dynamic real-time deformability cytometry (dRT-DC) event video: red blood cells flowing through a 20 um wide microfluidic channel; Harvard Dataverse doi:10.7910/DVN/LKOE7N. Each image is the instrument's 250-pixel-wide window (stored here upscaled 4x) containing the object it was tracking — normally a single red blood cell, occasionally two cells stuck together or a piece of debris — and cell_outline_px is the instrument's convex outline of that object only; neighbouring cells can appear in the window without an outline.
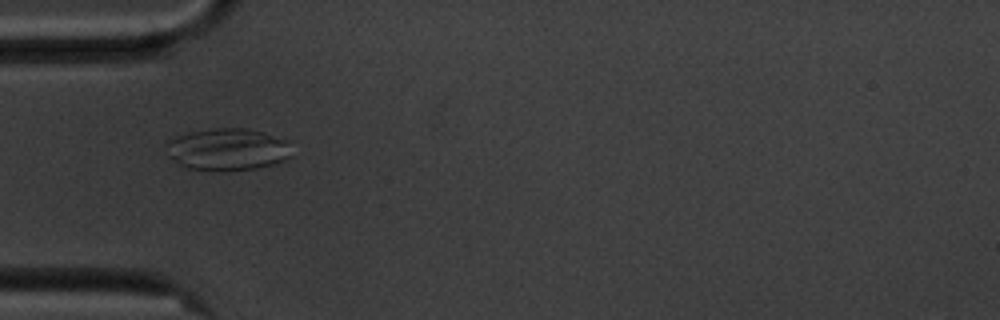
{"species": "common noctule bat (a hibernating species)", "species_latin": "Nyctalus noctula", "temperature_condition": "cold", "stored_images_in_passage": 40, "camera_frame_rate_fps": 3000, "um_per_image_px": 0.085, "animal": {"sex": "male", "body_mass_g": 20.1, "forearm_length_mm": 53.5}, "frame": {"image": 1, "passage_image": 1, "time_ms": 0.0, "image_size_px": [1000, 320], "cell_outline_px": [[292, 156], [284, 160], [272, 164], [256, 168], [228, 172], [220, 172], [180, 168], [168, 156], [164, 144], [168, 140], [176, 136], [192, 132], [216, 128], [248, 128], [264, 132], [288, 140]], "centroid_in_image_um": [19.29, 12.73], "position_along_channel_um": 65.7, "area_um2": 31.62}}
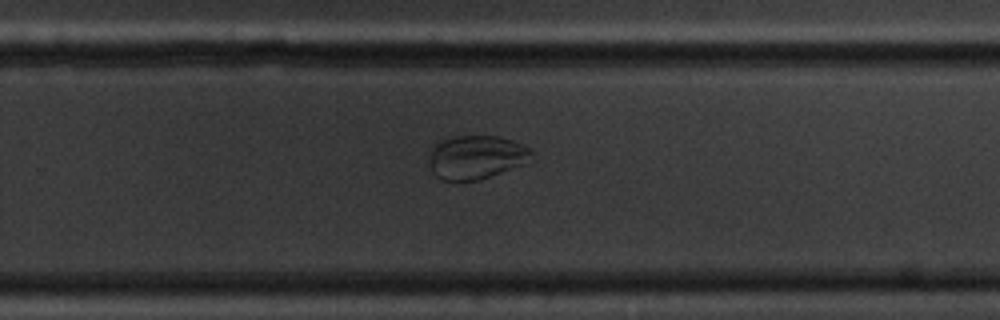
{"frame": {"image": 2, "passage_image": 20, "time_ms": 6.333, "image_size_px": [1000, 320], "cell_outline_px": [[532, 152], [524, 164], [480, 180], [440, 180], [432, 172], [428, 164], [428, 160], [432, 148], [436, 140], [448, 136], [500, 136], [512, 140], [532, 148]], "centroid_in_image_um": [40.41, 13.34], "position_along_channel_um": 289.4, "area_um2": 26.41}}
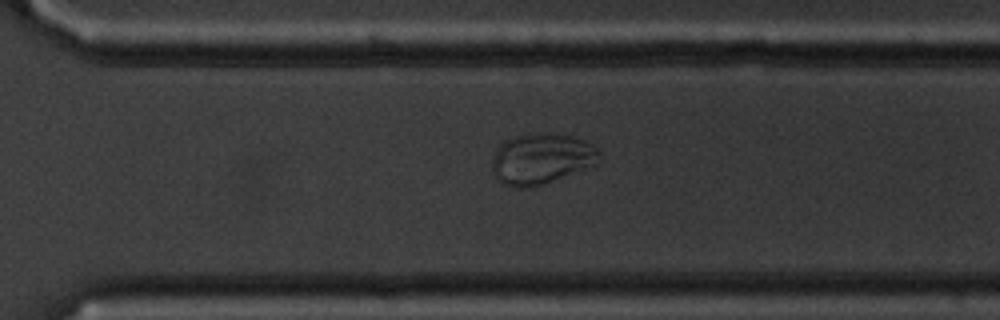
{"frame": {"image": 3, "passage_image": 23, "time_ms": 7.333, "image_size_px": [1000, 320], "cell_outline_px": [[600, 160], [596, 164], [544, 184], [532, 188], [520, 188], [496, 180], [492, 168], [492, 160], [496, 148], [504, 140], [512, 136], [528, 132], [540, 132], [572, 136], [584, 140], [592, 144], [600, 152]], "centroid_in_image_um": [46.0, 13.47], "position_along_channel_um": 324.6, "area_um2": 32.02}}